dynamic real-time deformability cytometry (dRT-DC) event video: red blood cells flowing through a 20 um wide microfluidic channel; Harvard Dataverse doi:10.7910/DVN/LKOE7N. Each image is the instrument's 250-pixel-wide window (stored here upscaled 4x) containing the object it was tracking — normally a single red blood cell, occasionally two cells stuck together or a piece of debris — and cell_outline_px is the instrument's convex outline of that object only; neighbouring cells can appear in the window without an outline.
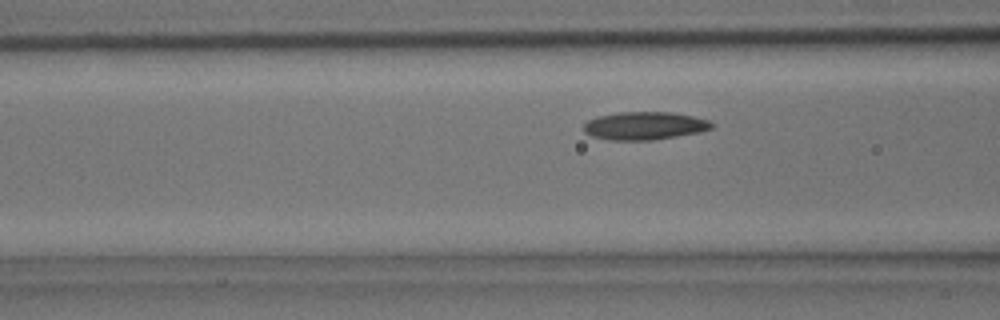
{"species": "common noctule bat (a hibernating species)", "species_latin": "Nyctalus noctula", "temperature_condition": "room temperature", "stored_images_in_passage": 5, "camera_frame_rate_fps": 3000, "um_per_image_px": 0.085, "animal": {"sex": "male", "body_mass_g": 15.6}, "frame": {"image": 1, "passage_image": 5, "time_ms": 1.333, "image_size_px": [1000, 320], "cell_outline_px": [[712, 128], [700, 132], [652, 140], [608, 140], [592, 136], [584, 132], [584, 124], [588, 120], [600, 116], [620, 112], [672, 112], [692, 116], [708, 120], [712, 124]], "centroid_in_image_um": [54.77, 10.69], "position_along_channel_um": 111.8, "area_um2": 20.69}}